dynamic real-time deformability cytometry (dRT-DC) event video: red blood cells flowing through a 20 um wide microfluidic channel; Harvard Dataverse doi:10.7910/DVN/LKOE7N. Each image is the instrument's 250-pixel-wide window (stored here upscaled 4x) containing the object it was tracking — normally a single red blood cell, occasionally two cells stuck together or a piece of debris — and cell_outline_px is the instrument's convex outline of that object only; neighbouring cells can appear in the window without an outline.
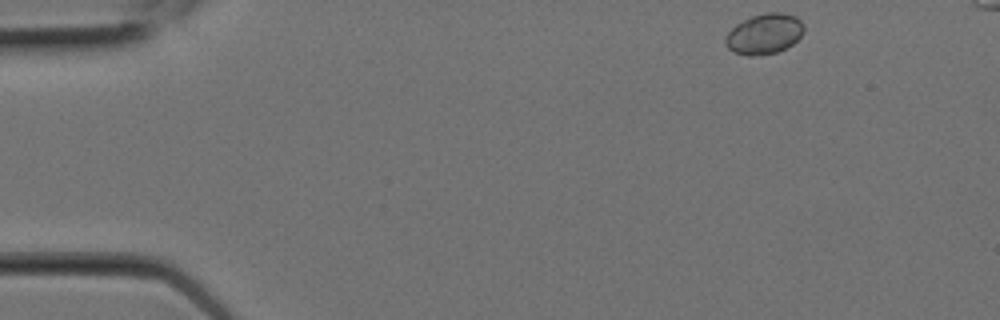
{"species": "Egyptian fruit bat (a non-hibernating species)", "species_latin": "Rousettus aegyptiacus", "temperature_condition": "room temperature", "stored_images_in_passage": 5, "camera_frame_rate_fps": 3000, "um_per_image_px": 0.085, "animal": {"sex": "female"}, "frame": {"image": 1, "passage_image": 1, "time_ms": 0.0, "image_size_px": [1000, 320], "cell_outline_px": [[804, 32], [792, 44], [776, 52], [752, 56], [748, 56], [732, 52], [724, 44], [724, 40], [728, 32], [736, 24], [752, 16], [768, 12], [784, 12], [796, 16], [804, 24]], "centroid_in_image_um": [64.96, 2.87], "position_along_channel_um": 20.0, "area_um2": 18.5}}